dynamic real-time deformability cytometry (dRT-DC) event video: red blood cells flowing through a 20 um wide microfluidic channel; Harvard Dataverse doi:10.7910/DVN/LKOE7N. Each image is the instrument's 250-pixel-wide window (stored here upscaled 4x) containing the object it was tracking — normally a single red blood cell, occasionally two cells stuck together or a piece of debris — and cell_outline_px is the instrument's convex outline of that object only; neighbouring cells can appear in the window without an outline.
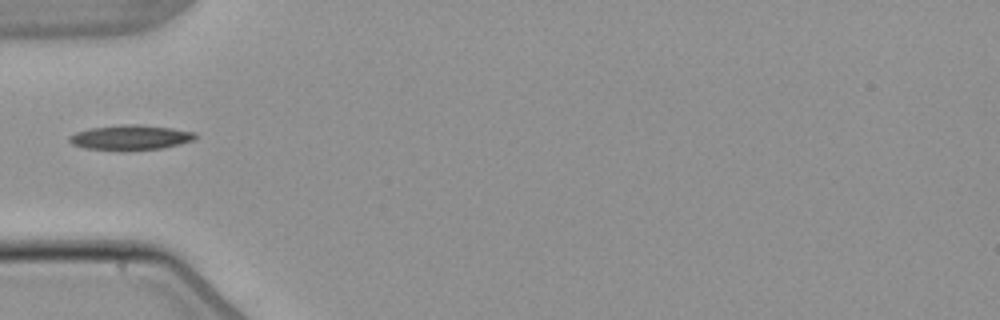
{"species": "common noctule bat (a hibernating species)", "species_latin": "Nyctalus noctula", "temperature_condition": "warm", "stored_images_in_passage": 3, "camera_frame_rate_fps": 3000, "um_per_image_px": 0.085, "animal": {"sex": "male", "body_mass_g": 21.5, "forearm_length_mm": 52.0}, "frame": {"image": 1, "passage_image": 3, "time_ms": 2.333, "image_size_px": [1000, 320], "cell_outline_px": [[196, 140], [180, 144], [160, 148], [84, 148], [72, 144], [68, 140], [68, 136], [76, 132], [88, 128], [120, 124], [140, 124], [172, 128], [196, 132]], "centroid_in_image_um": [11.11, 11.63], "position_along_channel_um": 73.9, "area_um2": 17.8}}